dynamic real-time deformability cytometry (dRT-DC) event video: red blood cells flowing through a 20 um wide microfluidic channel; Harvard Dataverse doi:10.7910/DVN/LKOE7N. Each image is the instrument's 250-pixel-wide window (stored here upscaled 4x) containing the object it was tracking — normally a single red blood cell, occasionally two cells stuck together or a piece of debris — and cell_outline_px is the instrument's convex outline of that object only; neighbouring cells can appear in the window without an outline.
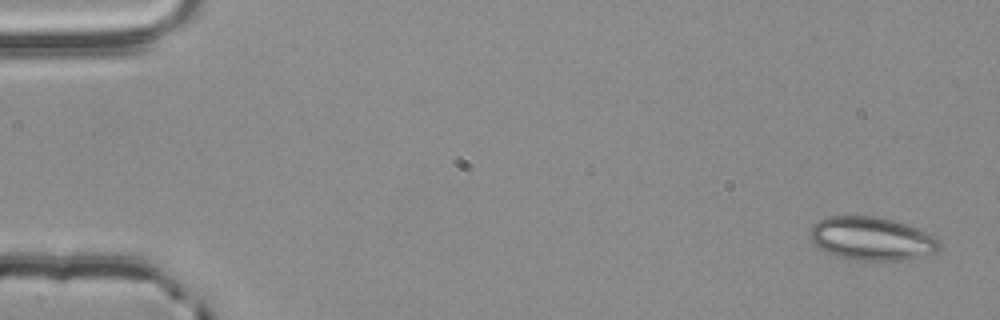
{"species": "common noctule bat (a hibernating species)", "species_latin": "Nyctalus noctula", "temperature_condition": "room temperature", "stored_images_in_passage": 4, "camera_frame_rate_fps": 3000, "um_per_image_px": 0.085, "animal": {"sex": "male", "body_mass_g": 20.4}, "frame": {"image": 1, "passage_image": 1, "time_ms": 0.0, "image_size_px": [1000, 320], "cell_outline_px": [[940, 248], [936, 252], [900, 260], [856, 260], [840, 256], [828, 252], [820, 248], [808, 236], [812, 224], [816, 220], [828, 216], [876, 216], [908, 224], [928, 232], [940, 244]], "centroid_in_image_um": [74.06, 20.25], "position_along_channel_um": 10.9, "area_um2": 32.43}}
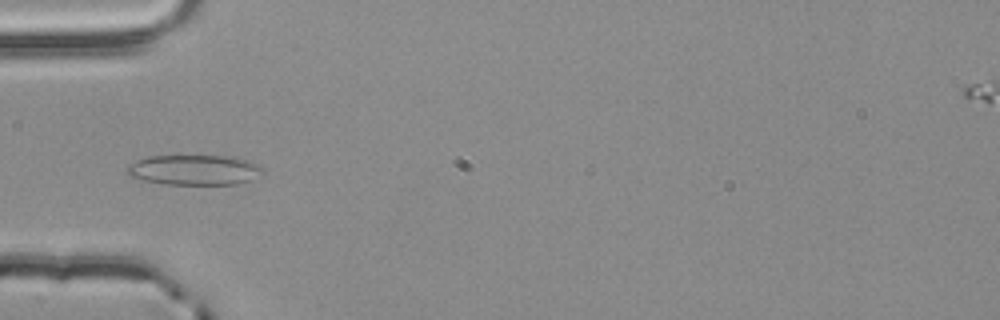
{"frame": {"image": 2, "passage_image": 4, "time_ms": 1.0, "image_size_px": [1000, 320], "cell_outline_px": [[264, 172], [252, 180], [236, 184], [168, 184], [144, 180], [132, 176], [124, 168], [128, 164], [136, 160], [148, 156], [232, 156], [248, 160], [264, 168]], "centroid_in_image_um": [16.54, 14.43], "position_along_channel_um": 68.5, "area_um2": 23.87}}